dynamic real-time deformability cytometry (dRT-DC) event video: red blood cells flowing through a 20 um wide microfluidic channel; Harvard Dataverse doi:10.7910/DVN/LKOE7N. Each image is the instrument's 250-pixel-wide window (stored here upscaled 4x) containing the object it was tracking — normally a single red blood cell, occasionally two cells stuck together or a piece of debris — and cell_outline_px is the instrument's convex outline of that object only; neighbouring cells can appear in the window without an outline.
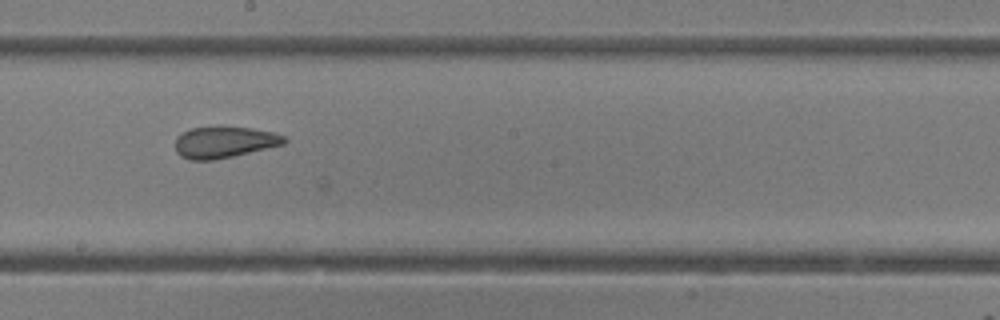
{"species": "common noctule bat (a hibernating species)", "species_latin": "Nyctalus noctula", "temperature_condition": "room temperature", "stored_images_in_passage": 29, "camera_frame_rate_fps": 3000, "um_per_image_px": 0.085, "animal": {"sex": "female"}, "frame": {"image": 1, "passage_image": 26, "time_ms": 8.333, "image_size_px": [1000, 320], "cell_outline_px": [[288, 140], [284, 144], [216, 160], [188, 160], [180, 156], [176, 152], [176, 136], [192, 128], [216, 124], [252, 128], [276, 132], [284, 136]], "centroid_in_image_um": [19.06, 12.05], "position_along_channel_um": 229.1, "area_um2": 20.58}}